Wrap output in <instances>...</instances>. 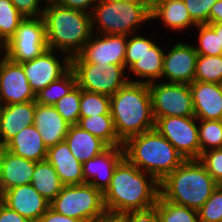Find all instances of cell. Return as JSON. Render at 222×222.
Instances as JSON below:
<instances>
[{"instance_id":"1","label":"cell","mask_w":222,"mask_h":222,"mask_svg":"<svg viewBox=\"0 0 222 222\" xmlns=\"http://www.w3.org/2000/svg\"><path fill=\"white\" fill-rule=\"evenodd\" d=\"M159 195V182L125 157L116 166L110 184L103 192L106 211L116 213L153 207Z\"/></svg>"},{"instance_id":"2","label":"cell","mask_w":222,"mask_h":222,"mask_svg":"<svg viewBox=\"0 0 222 222\" xmlns=\"http://www.w3.org/2000/svg\"><path fill=\"white\" fill-rule=\"evenodd\" d=\"M110 114L122 143L132 136L153 130L155 118L149 85L128 82L110 96Z\"/></svg>"},{"instance_id":"3","label":"cell","mask_w":222,"mask_h":222,"mask_svg":"<svg viewBox=\"0 0 222 222\" xmlns=\"http://www.w3.org/2000/svg\"><path fill=\"white\" fill-rule=\"evenodd\" d=\"M42 18L48 49L70 58L82 50L93 34L90 13L65 8L57 2L46 3Z\"/></svg>"},{"instance_id":"4","label":"cell","mask_w":222,"mask_h":222,"mask_svg":"<svg viewBox=\"0 0 222 222\" xmlns=\"http://www.w3.org/2000/svg\"><path fill=\"white\" fill-rule=\"evenodd\" d=\"M218 185L198 159H187L159 183V189L164 200L198 211Z\"/></svg>"},{"instance_id":"5","label":"cell","mask_w":222,"mask_h":222,"mask_svg":"<svg viewBox=\"0 0 222 222\" xmlns=\"http://www.w3.org/2000/svg\"><path fill=\"white\" fill-rule=\"evenodd\" d=\"M124 157L159 183L186 159L155 128L123 143Z\"/></svg>"},{"instance_id":"6","label":"cell","mask_w":222,"mask_h":222,"mask_svg":"<svg viewBox=\"0 0 222 222\" xmlns=\"http://www.w3.org/2000/svg\"><path fill=\"white\" fill-rule=\"evenodd\" d=\"M91 17L93 33L129 36L138 33L142 23L151 21V3L100 0Z\"/></svg>"},{"instance_id":"7","label":"cell","mask_w":222,"mask_h":222,"mask_svg":"<svg viewBox=\"0 0 222 222\" xmlns=\"http://www.w3.org/2000/svg\"><path fill=\"white\" fill-rule=\"evenodd\" d=\"M50 207L62 215L84 222H94L106 211L103 192L89 183L64 185L50 202Z\"/></svg>"},{"instance_id":"8","label":"cell","mask_w":222,"mask_h":222,"mask_svg":"<svg viewBox=\"0 0 222 222\" xmlns=\"http://www.w3.org/2000/svg\"><path fill=\"white\" fill-rule=\"evenodd\" d=\"M71 69L75 73L77 85L82 90L108 96L114 95L132 78L130 74L125 73L124 65L119 64L71 62Z\"/></svg>"},{"instance_id":"9","label":"cell","mask_w":222,"mask_h":222,"mask_svg":"<svg viewBox=\"0 0 222 222\" xmlns=\"http://www.w3.org/2000/svg\"><path fill=\"white\" fill-rule=\"evenodd\" d=\"M48 49L45 23L41 17L24 18L14 35L4 44V56L22 63L33 60Z\"/></svg>"},{"instance_id":"10","label":"cell","mask_w":222,"mask_h":222,"mask_svg":"<svg viewBox=\"0 0 222 222\" xmlns=\"http://www.w3.org/2000/svg\"><path fill=\"white\" fill-rule=\"evenodd\" d=\"M148 85L155 121L159 117L195 116L189 84L157 81Z\"/></svg>"},{"instance_id":"11","label":"cell","mask_w":222,"mask_h":222,"mask_svg":"<svg viewBox=\"0 0 222 222\" xmlns=\"http://www.w3.org/2000/svg\"><path fill=\"white\" fill-rule=\"evenodd\" d=\"M155 129L165 137L176 150L187 159H199L201 147L199 142L198 119L195 116L159 117Z\"/></svg>"},{"instance_id":"12","label":"cell","mask_w":222,"mask_h":222,"mask_svg":"<svg viewBox=\"0 0 222 222\" xmlns=\"http://www.w3.org/2000/svg\"><path fill=\"white\" fill-rule=\"evenodd\" d=\"M126 45V35L93 33L71 62L124 65Z\"/></svg>"},{"instance_id":"13","label":"cell","mask_w":222,"mask_h":222,"mask_svg":"<svg viewBox=\"0 0 222 222\" xmlns=\"http://www.w3.org/2000/svg\"><path fill=\"white\" fill-rule=\"evenodd\" d=\"M55 52L47 49L33 60L20 63L35 95L71 68V58L65 55L61 60Z\"/></svg>"},{"instance_id":"14","label":"cell","mask_w":222,"mask_h":222,"mask_svg":"<svg viewBox=\"0 0 222 222\" xmlns=\"http://www.w3.org/2000/svg\"><path fill=\"white\" fill-rule=\"evenodd\" d=\"M0 100L4 105L36 100L22 65L6 56L0 61Z\"/></svg>"},{"instance_id":"15","label":"cell","mask_w":222,"mask_h":222,"mask_svg":"<svg viewBox=\"0 0 222 222\" xmlns=\"http://www.w3.org/2000/svg\"><path fill=\"white\" fill-rule=\"evenodd\" d=\"M197 58L198 53L192 44L177 42L164 53L161 80L191 84L195 77Z\"/></svg>"},{"instance_id":"16","label":"cell","mask_w":222,"mask_h":222,"mask_svg":"<svg viewBox=\"0 0 222 222\" xmlns=\"http://www.w3.org/2000/svg\"><path fill=\"white\" fill-rule=\"evenodd\" d=\"M0 200L30 222H38L50 207V202L31 185H21L4 191Z\"/></svg>"},{"instance_id":"17","label":"cell","mask_w":222,"mask_h":222,"mask_svg":"<svg viewBox=\"0 0 222 222\" xmlns=\"http://www.w3.org/2000/svg\"><path fill=\"white\" fill-rule=\"evenodd\" d=\"M124 158L123 146L108 147L101 154L82 164L84 183L104 192L110 184L113 172Z\"/></svg>"},{"instance_id":"18","label":"cell","mask_w":222,"mask_h":222,"mask_svg":"<svg viewBox=\"0 0 222 222\" xmlns=\"http://www.w3.org/2000/svg\"><path fill=\"white\" fill-rule=\"evenodd\" d=\"M36 162L0 147V195L11 188L32 182Z\"/></svg>"},{"instance_id":"19","label":"cell","mask_w":222,"mask_h":222,"mask_svg":"<svg viewBox=\"0 0 222 222\" xmlns=\"http://www.w3.org/2000/svg\"><path fill=\"white\" fill-rule=\"evenodd\" d=\"M189 86L195 117L202 120H222L221 84L194 80Z\"/></svg>"},{"instance_id":"20","label":"cell","mask_w":222,"mask_h":222,"mask_svg":"<svg viewBox=\"0 0 222 222\" xmlns=\"http://www.w3.org/2000/svg\"><path fill=\"white\" fill-rule=\"evenodd\" d=\"M33 125L39 131L47 148L64 141L70 127L54 106L37 102Z\"/></svg>"},{"instance_id":"21","label":"cell","mask_w":222,"mask_h":222,"mask_svg":"<svg viewBox=\"0 0 222 222\" xmlns=\"http://www.w3.org/2000/svg\"><path fill=\"white\" fill-rule=\"evenodd\" d=\"M46 160L52 164L64 185L84 183L82 163L71 153L65 140L48 148Z\"/></svg>"},{"instance_id":"22","label":"cell","mask_w":222,"mask_h":222,"mask_svg":"<svg viewBox=\"0 0 222 222\" xmlns=\"http://www.w3.org/2000/svg\"><path fill=\"white\" fill-rule=\"evenodd\" d=\"M36 100L5 105L0 122V147H3L22 129L34 124Z\"/></svg>"},{"instance_id":"23","label":"cell","mask_w":222,"mask_h":222,"mask_svg":"<svg viewBox=\"0 0 222 222\" xmlns=\"http://www.w3.org/2000/svg\"><path fill=\"white\" fill-rule=\"evenodd\" d=\"M3 148L16 156L35 162L46 160L48 150L34 125L22 129Z\"/></svg>"},{"instance_id":"24","label":"cell","mask_w":222,"mask_h":222,"mask_svg":"<svg viewBox=\"0 0 222 222\" xmlns=\"http://www.w3.org/2000/svg\"><path fill=\"white\" fill-rule=\"evenodd\" d=\"M65 141L71 153L82 164L109 147L100 138L81 129L78 125H70Z\"/></svg>"},{"instance_id":"25","label":"cell","mask_w":222,"mask_h":222,"mask_svg":"<svg viewBox=\"0 0 222 222\" xmlns=\"http://www.w3.org/2000/svg\"><path fill=\"white\" fill-rule=\"evenodd\" d=\"M160 20L164 26L174 31L196 27L183 0L171 2H152L151 20Z\"/></svg>"},{"instance_id":"26","label":"cell","mask_w":222,"mask_h":222,"mask_svg":"<svg viewBox=\"0 0 222 222\" xmlns=\"http://www.w3.org/2000/svg\"><path fill=\"white\" fill-rule=\"evenodd\" d=\"M161 46L155 43L149 50H147L138 61H136L127 71L132 73L136 79H128L129 82L145 83L159 81L163 71L164 52ZM142 78V79H141ZM141 79V80H140ZM145 79V80H144Z\"/></svg>"},{"instance_id":"27","label":"cell","mask_w":222,"mask_h":222,"mask_svg":"<svg viewBox=\"0 0 222 222\" xmlns=\"http://www.w3.org/2000/svg\"><path fill=\"white\" fill-rule=\"evenodd\" d=\"M31 185L49 202L60 193L64 186L56 170L47 160L36 162Z\"/></svg>"},{"instance_id":"28","label":"cell","mask_w":222,"mask_h":222,"mask_svg":"<svg viewBox=\"0 0 222 222\" xmlns=\"http://www.w3.org/2000/svg\"><path fill=\"white\" fill-rule=\"evenodd\" d=\"M77 125L100 138L109 147L123 146V143L119 140L114 121L111 114H101L90 117H80Z\"/></svg>"},{"instance_id":"29","label":"cell","mask_w":222,"mask_h":222,"mask_svg":"<svg viewBox=\"0 0 222 222\" xmlns=\"http://www.w3.org/2000/svg\"><path fill=\"white\" fill-rule=\"evenodd\" d=\"M77 85L75 73L70 68L59 79L36 94V102L42 105H54L63 96L68 94Z\"/></svg>"},{"instance_id":"30","label":"cell","mask_w":222,"mask_h":222,"mask_svg":"<svg viewBox=\"0 0 222 222\" xmlns=\"http://www.w3.org/2000/svg\"><path fill=\"white\" fill-rule=\"evenodd\" d=\"M155 206L159 222H201L197 210L164 200L160 195Z\"/></svg>"},{"instance_id":"31","label":"cell","mask_w":222,"mask_h":222,"mask_svg":"<svg viewBox=\"0 0 222 222\" xmlns=\"http://www.w3.org/2000/svg\"><path fill=\"white\" fill-rule=\"evenodd\" d=\"M24 18L11 0H0V42L3 45L14 35Z\"/></svg>"},{"instance_id":"32","label":"cell","mask_w":222,"mask_h":222,"mask_svg":"<svg viewBox=\"0 0 222 222\" xmlns=\"http://www.w3.org/2000/svg\"><path fill=\"white\" fill-rule=\"evenodd\" d=\"M194 80L210 83H222V55H198Z\"/></svg>"},{"instance_id":"33","label":"cell","mask_w":222,"mask_h":222,"mask_svg":"<svg viewBox=\"0 0 222 222\" xmlns=\"http://www.w3.org/2000/svg\"><path fill=\"white\" fill-rule=\"evenodd\" d=\"M198 124L201 154L211 149L222 148V120L198 119Z\"/></svg>"},{"instance_id":"34","label":"cell","mask_w":222,"mask_h":222,"mask_svg":"<svg viewBox=\"0 0 222 222\" xmlns=\"http://www.w3.org/2000/svg\"><path fill=\"white\" fill-rule=\"evenodd\" d=\"M80 117L110 114V96L81 89Z\"/></svg>"},{"instance_id":"35","label":"cell","mask_w":222,"mask_h":222,"mask_svg":"<svg viewBox=\"0 0 222 222\" xmlns=\"http://www.w3.org/2000/svg\"><path fill=\"white\" fill-rule=\"evenodd\" d=\"M81 88L76 85L68 94L58 100L53 106L70 125H77L80 119Z\"/></svg>"},{"instance_id":"36","label":"cell","mask_w":222,"mask_h":222,"mask_svg":"<svg viewBox=\"0 0 222 222\" xmlns=\"http://www.w3.org/2000/svg\"><path fill=\"white\" fill-rule=\"evenodd\" d=\"M198 29V45H193L198 55L217 56L222 55V47H220L219 33L209 24H199Z\"/></svg>"},{"instance_id":"37","label":"cell","mask_w":222,"mask_h":222,"mask_svg":"<svg viewBox=\"0 0 222 222\" xmlns=\"http://www.w3.org/2000/svg\"><path fill=\"white\" fill-rule=\"evenodd\" d=\"M153 38H146L137 33L127 36V45L125 52L124 67L128 69L140 59V57L149 50L155 42Z\"/></svg>"},{"instance_id":"38","label":"cell","mask_w":222,"mask_h":222,"mask_svg":"<svg viewBox=\"0 0 222 222\" xmlns=\"http://www.w3.org/2000/svg\"><path fill=\"white\" fill-rule=\"evenodd\" d=\"M201 222L222 221V184L213 191L203 206L198 210Z\"/></svg>"},{"instance_id":"39","label":"cell","mask_w":222,"mask_h":222,"mask_svg":"<svg viewBox=\"0 0 222 222\" xmlns=\"http://www.w3.org/2000/svg\"><path fill=\"white\" fill-rule=\"evenodd\" d=\"M191 19L197 24H210L211 7L218 0H183Z\"/></svg>"},{"instance_id":"40","label":"cell","mask_w":222,"mask_h":222,"mask_svg":"<svg viewBox=\"0 0 222 222\" xmlns=\"http://www.w3.org/2000/svg\"><path fill=\"white\" fill-rule=\"evenodd\" d=\"M198 160L205 166L213 179L218 184H222V148L205 151Z\"/></svg>"},{"instance_id":"41","label":"cell","mask_w":222,"mask_h":222,"mask_svg":"<svg viewBox=\"0 0 222 222\" xmlns=\"http://www.w3.org/2000/svg\"><path fill=\"white\" fill-rule=\"evenodd\" d=\"M25 18H37L43 15L44 5L41 0H11Z\"/></svg>"},{"instance_id":"42","label":"cell","mask_w":222,"mask_h":222,"mask_svg":"<svg viewBox=\"0 0 222 222\" xmlns=\"http://www.w3.org/2000/svg\"><path fill=\"white\" fill-rule=\"evenodd\" d=\"M127 222H159L156 206L144 209L133 210L125 213Z\"/></svg>"},{"instance_id":"43","label":"cell","mask_w":222,"mask_h":222,"mask_svg":"<svg viewBox=\"0 0 222 222\" xmlns=\"http://www.w3.org/2000/svg\"><path fill=\"white\" fill-rule=\"evenodd\" d=\"M99 1L100 0H57V3L65 8H71L91 14L94 6Z\"/></svg>"},{"instance_id":"44","label":"cell","mask_w":222,"mask_h":222,"mask_svg":"<svg viewBox=\"0 0 222 222\" xmlns=\"http://www.w3.org/2000/svg\"><path fill=\"white\" fill-rule=\"evenodd\" d=\"M0 222H30L0 200Z\"/></svg>"},{"instance_id":"45","label":"cell","mask_w":222,"mask_h":222,"mask_svg":"<svg viewBox=\"0 0 222 222\" xmlns=\"http://www.w3.org/2000/svg\"><path fill=\"white\" fill-rule=\"evenodd\" d=\"M38 222H84V221L62 215L53 210L51 207H49L48 210L40 217Z\"/></svg>"},{"instance_id":"46","label":"cell","mask_w":222,"mask_h":222,"mask_svg":"<svg viewBox=\"0 0 222 222\" xmlns=\"http://www.w3.org/2000/svg\"><path fill=\"white\" fill-rule=\"evenodd\" d=\"M94 222H127L125 213L105 211Z\"/></svg>"},{"instance_id":"47","label":"cell","mask_w":222,"mask_h":222,"mask_svg":"<svg viewBox=\"0 0 222 222\" xmlns=\"http://www.w3.org/2000/svg\"><path fill=\"white\" fill-rule=\"evenodd\" d=\"M210 23H222V0H218L211 7Z\"/></svg>"},{"instance_id":"48","label":"cell","mask_w":222,"mask_h":222,"mask_svg":"<svg viewBox=\"0 0 222 222\" xmlns=\"http://www.w3.org/2000/svg\"><path fill=\"white\" fill-rule=\"evenodd\" d=\"M209 25L216 33H219L220 47H222V23H210Z\"/></svg>"},{"instance_id":"49","label":"cell","mask_w":222,"mask_h":222,"mask_svg":"<svg viewBox=\"0 0 222 222\" xmlns=\"http://www.w3.org/2000/svg\"><path fill=\"white\" fill-rule=\"evenodd\" d=\"M4 104L3 102L0 100V122L2 120V115H3V108H4Z\"/></svg>"},{"instance_id":"50","label":"cell","mask_w":222,"mask_h":222,"mask_svg":"<svg viewBox=\"0 0 222 222\" xmlns=\"http://www.w3.org/2000/svg\"><path fill=\"white\" fill-rule=\"evenodd\" d=\"M121 1H126V2H149L148 0H121Z\"/></svg>"},{"instance_id":"51","label":"cell","mask_w":222,"mask_h":222,"mask_svg":"<svg viewBox=\"0 0 222 222\" xmlns=\"http://www.w3.org/2000/svg\"><path fill=\"white\" fill-rule=\"evenodd\" d=\"M171 1H181V0H154L153 2H171Z\"/></svg>"},{"instance_id":"52","label":"cell","mask_w":222,"mask_h":222,"mask_svg":"<svg viewBox=\"0 0 222 222\" xmlns=\"http://www.w3.org/2000/svg\"><path fill=\"white\" fill-rule=\"evenodd\" d=\"M2 52H3V56H1ZM3 57H4V48H0V61Z\"/></svg>"},{"instance_id":"53","label":"cell","mask_w":222,"mask_h":222,"mask_svg":"<svg viewBox=\"0 0 222 222\" xmlns=\"http://www.w3.org/2000/svg\"><path fill=\"white\" fill-rule=\"evenodd\" d=\"M46 3H49V2H57V0H44Z\"/></svg>"},{"instance_id":"54","label":"cell","mask_w":222,"mask_h":222,"mask_svg":"<svg viewBox=\"0 0 222 222\" xmlns=\"http://www.w3.org/2000/svg\"><path fill=\"white\" fill-rule=\"evenodd\" d=\"M0 48H4V45L0 42Z\"/></svg>"}]
</instances>
